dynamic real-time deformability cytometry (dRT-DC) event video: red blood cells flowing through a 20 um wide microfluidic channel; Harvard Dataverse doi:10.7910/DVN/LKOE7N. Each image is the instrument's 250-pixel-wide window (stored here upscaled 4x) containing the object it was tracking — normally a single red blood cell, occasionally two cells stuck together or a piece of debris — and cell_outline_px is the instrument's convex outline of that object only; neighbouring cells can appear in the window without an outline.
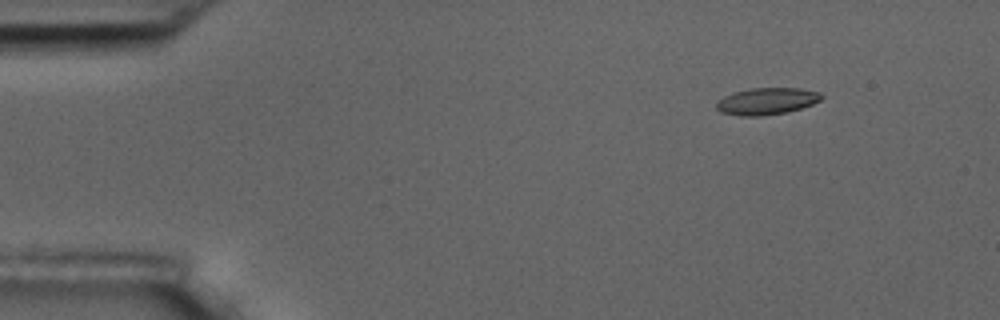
{"species": "common noctule bat (a hibernating species)", "species_latin": "Nyctalus noctula", "temperature_condition": "room temperature", "stored_images_in_passage": 2, "camera_frame_rate_fps": 3000, "um_per_image_px": 0.085, "animal": {"sex": "male", "body_mass_g": 17.5, "forearm_length_mm": 52.3}, "frame": {"image": 1, "passage_image": 2, "time_ms": 1.0, "image_size_px": [1000, 320], "cell_outline_px": [[824, 96], [820, 100], [812, 104], [788, 112], [760, 116], [740, 116], [720, 112], [716, 108], [716, 100], [732, 92], [748, 88], [800, 88], [820, 92]], "centroid_in_image_um": [65.14, 8.59], "position_along_channel_um": 19.9, "area_um2": 16.65}}